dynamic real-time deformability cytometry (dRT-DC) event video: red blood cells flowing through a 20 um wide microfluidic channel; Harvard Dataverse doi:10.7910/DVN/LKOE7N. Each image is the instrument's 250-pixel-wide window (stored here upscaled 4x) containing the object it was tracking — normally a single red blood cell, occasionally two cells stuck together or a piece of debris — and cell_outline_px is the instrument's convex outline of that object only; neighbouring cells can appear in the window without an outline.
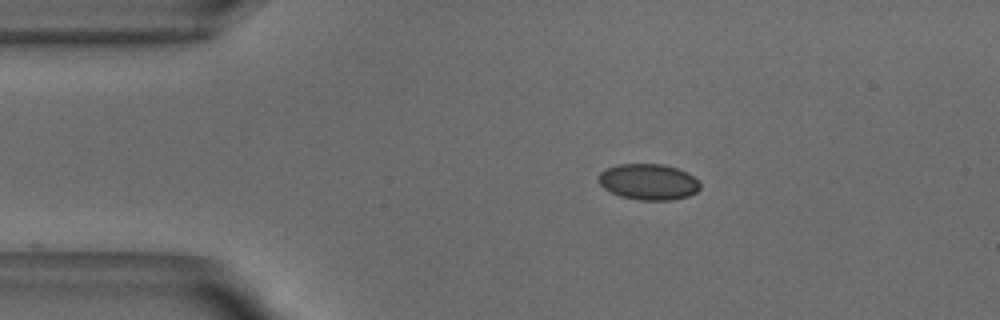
{"species": "common noctule bat (a hibernating species)", "species_latin": "Nyctalus noctula", "temperature_condition": "warm", "stored_images_in_passage": 9, "camera_frame_rate_fps": 3000, "um_per_image_px": 0.085, "animal": {"sex": "male", "body_mass_g": 18.8}, "frame": {"image": 1, "passage_image": 1, "time_ms": 0.0, "image_size_px": [1000, 320], "cell_outline_px": [[700, 188], [696, 192], [688, 196], [672, 200], [640, 200], [620, 196], [604, 188], [596, 180], [596, 176], [600, 172], [608, 168], [620, 164], [660, 164], [676, 168], [692, 176], [700, 184]], "centroid_in_image_um": [55.08, 15.46], "position_along_channel_um": 29.9, "area_um2": 21.15}}
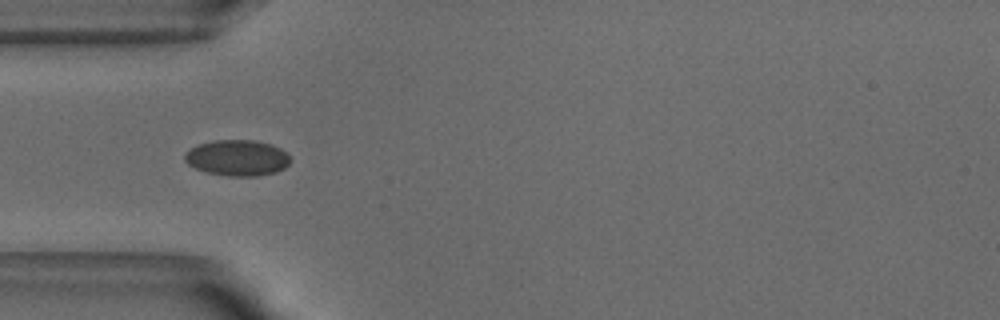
{"frame": {"image": 2, "passage_image": 7, "time_ms": 2.0, "image_size_px": [1000, 320], "cell_outline_px": [[292, 160], [284, 168], [276, 172], [256, 176], [228, 176], [208, 172], [196, 168], [188, 164], [184, 160], [184, 156], [192, 148], [200, 144], [212, 140], [252, 140], [272, 144], [280, 148]], "centroid_in_image_um": [20.19, 13.42], "position_along_channel_um": 64.8, "area_um2": 21.91}}